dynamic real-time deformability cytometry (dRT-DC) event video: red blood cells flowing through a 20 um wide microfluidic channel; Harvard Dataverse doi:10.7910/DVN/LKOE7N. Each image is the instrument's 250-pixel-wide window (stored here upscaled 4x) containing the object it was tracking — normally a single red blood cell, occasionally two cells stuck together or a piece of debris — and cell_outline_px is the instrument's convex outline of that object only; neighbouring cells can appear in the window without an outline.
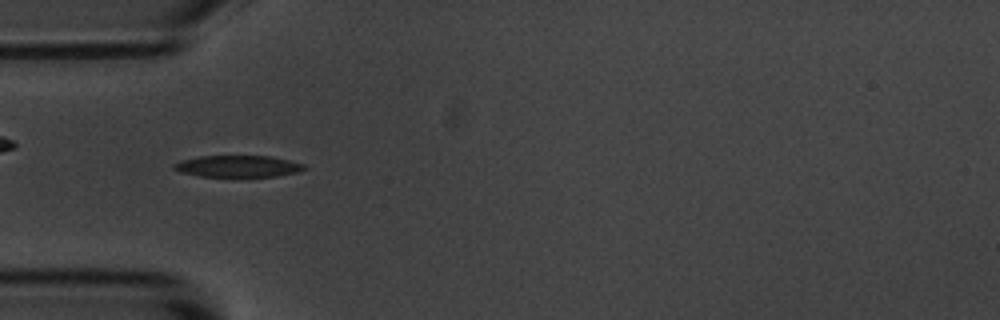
{"species": "common noctule bat (a hibernating species)", "species_latin": "Nyctalus noctula", "temperature_condition": "room temperature", "stored_images_in_passage": 9, "camera_frame_rate_fps": 3000, "um_per_image_px": 0.085, "animal": {"sex": "male", "body_mass_g": 20.1, "forearm_length_mm": 53.5}, "frame": {"image": 1, "passage_image": 6, "time_ms": 6.0, "image_size_px": [1000, 320], "cell_outline_px": [[308, 168], [296, 172], [276, 176], [200, 176], [180, 172], [172, 168], [172, 164], [180, 160], [200, 156], [268, 156], [288, 160], [304, 164]], "centroid_in_image_um": [20.18, 14.12], "position_along_channel_um": 64.8, "area_um2": 16.3}}
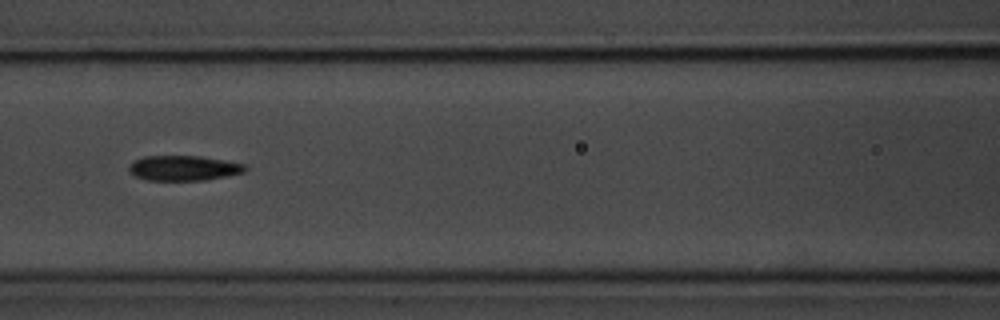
{"frame": {"image": 2, "passage_image": 8, "time_ms": 8.333, "image_size_px": [1000, 320], "cell_outline_px": [[248, 168], [244, 172], [204, 180], [148, 180], [136, 176], [128, 168], [128, 164], [132, 160], [144, 156], [200, 156], [224, 160], [244, 164]], "centroid_in_image_um": [15.58, 14.27], "position_along_channel_um": 151.0, "area_um2": 16.88}}
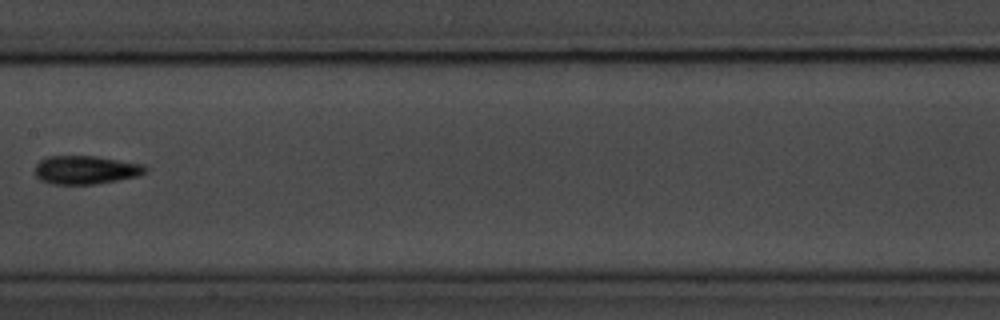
{"frame": {"image": 3, "passage_image": 9, "time_ms": 9.667, "image_size_px": [1000, 320], "cell_outline_px": [[148, 172], [136, 176], [116, 180], [92, 184], [52, 184], [40, 180], [36, 176], [36, 164], [44, 156], [96, 156], [144, 164], [148, 168]], "centroid_in_image_um": [7.29, 14.43], "position_along_channel_um": 200.1, "area_um2": 18.32}}